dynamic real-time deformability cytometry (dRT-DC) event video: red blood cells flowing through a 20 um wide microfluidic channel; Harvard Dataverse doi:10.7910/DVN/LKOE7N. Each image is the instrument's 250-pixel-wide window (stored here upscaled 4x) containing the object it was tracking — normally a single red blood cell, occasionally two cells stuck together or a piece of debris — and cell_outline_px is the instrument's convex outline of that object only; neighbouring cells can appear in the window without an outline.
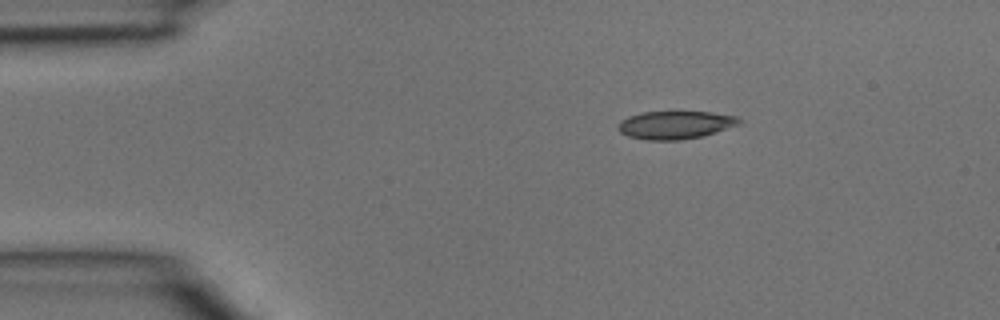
{"species": "common noctule bat (a hibernating species)", "species_latin": "Nyctalus noctula", "temperature_condition": "room temperature", "stored_images_in_passage": 2, "camera_frame_rate_fps": 3000, "um_per_image_px": 0.085, "animal": {"sex": "male", "body_mass_g": 15.6}, "frame": {"image": 1, "passage_image": 1, "time_ms": 0.0, "image_size_px": [1000, 320], "cell_outline_px": [[744, 120], [740, 124], [700, 136], [680, 140], [648, 140], [628, 136], [620, 132], [616, 128], [616, 124], [620, 120], [628, 116], [644, 112], [712, 112], [740, 116]], "centroid_in_image_um": [57.39, 10.61], "position_along_channel_um": 27.6, "area_um2": 19.83}}